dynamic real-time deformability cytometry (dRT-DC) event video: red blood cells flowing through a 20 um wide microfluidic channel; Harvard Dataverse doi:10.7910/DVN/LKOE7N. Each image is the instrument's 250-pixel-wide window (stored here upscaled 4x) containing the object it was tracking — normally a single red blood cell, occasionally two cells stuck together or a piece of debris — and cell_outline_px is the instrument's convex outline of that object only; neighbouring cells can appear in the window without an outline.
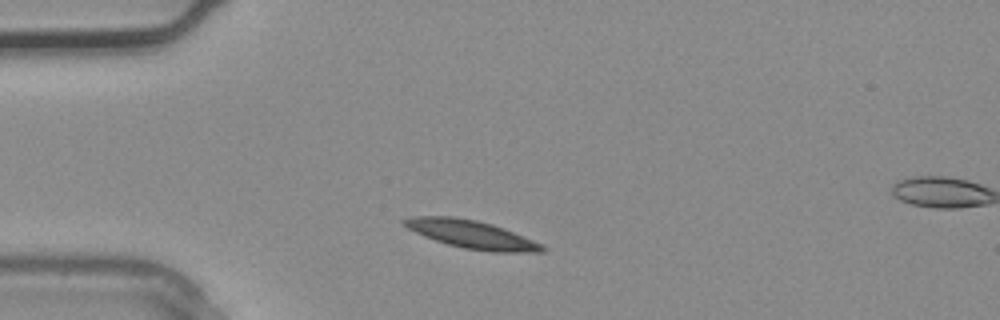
{"species": "common noctule bat (a hibernating species)", "species_latin": "Nyctalus noctula", "temperature_condition": "warm", "stored_images_in_passage": 2, "camera_frame_rate_fps": 3000, "um_per_image_px": 0.085, "animal": {"sex": "male", "body_mass_g": 20.4}, "frame": {"image": 1, "passage_image": 2, "time_ms": 0.333, "image_size_px": [1000, 320], "cell_outline_px": [[548, 248], [544, 252], [492, 252], [464, 248], [448, 244], [424, 236], [408, 228], [400, 220], [412, 216], [452, 216], [476, 220], [492, 224], [504, 228], [532, 240]], "centroid_in_image_um": [40.08, 19.92], "position_along_channel_um": 44.9, "area_um2": 22.37}}